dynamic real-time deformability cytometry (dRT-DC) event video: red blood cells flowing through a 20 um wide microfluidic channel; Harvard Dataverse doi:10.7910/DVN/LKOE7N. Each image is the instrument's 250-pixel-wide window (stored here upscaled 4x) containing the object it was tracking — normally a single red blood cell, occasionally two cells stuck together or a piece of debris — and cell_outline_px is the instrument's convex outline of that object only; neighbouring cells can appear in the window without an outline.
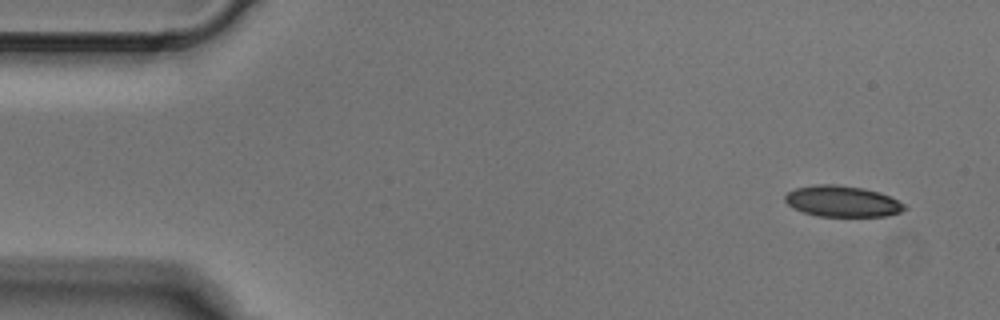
{"species": "Egyptian fruit bat (a non-hibernating species)", "species_latin": "Rousettus aegyptiacus", "temperature_condition": "cold", "stored_images_in_passage": 5, "camera_frame_rate_fps": 3000, "um_per_image_px": 0.085, "animal": {"sex": "male"}, "frame": {"image": 1, "passage_image": 1, "time_ms": 0.0, "image_size_px": [1000, 320], "cell_outline_px": [[908, 208], [900, 212], [888, 216], [816, 216], [792, 208], [784, 200], [784, 196], [788, 192], [796, 188], [816, 184], [836, 184], [864, 188], [880, 192], [904, 204]], "centroid_in_image_um": [71.58, 17.11], "position_along_channel_um": 13.4, "area_um2": 21.68}}
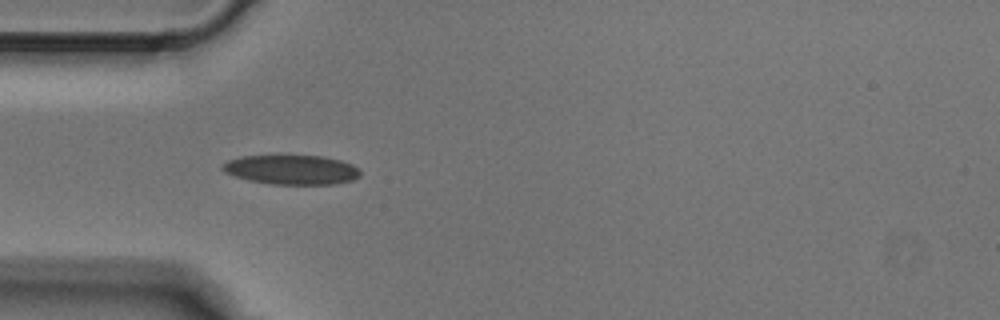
{"frame": {"image": 2, "passage_image": 4, "time_ms": 1.0, "image_size_px": [1000, 320], "cell_outline_px": [[360, 176], [352, 180], [332, 184], [272, 184], [248, 180], [224, 172], [220, 168], [220, 164], [228, 160], [240, 156], [280, 152], [324, 156], [340, 160], [352, 164], [360, 172]], "centroid_in_image_um": [24.7, 14.36], "position_along_channel_um": 60.3, "area_um2": 24.8}}
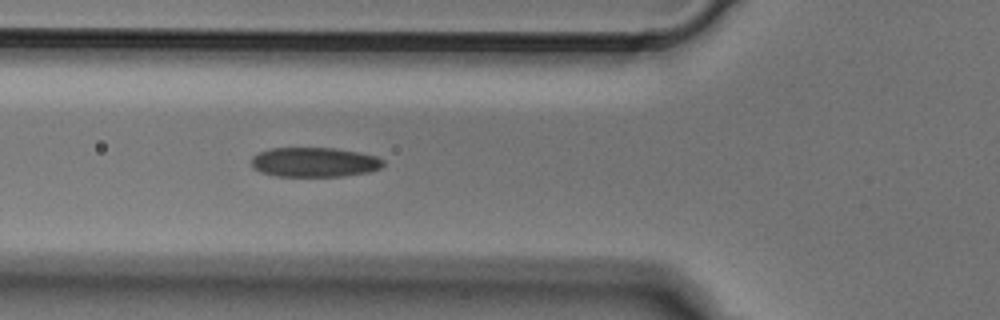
{"frame": {"image": 3, "passage_image": 5, "time_ms": 1.333, "image_size_px": [1000, 320], "cell_outline_px": [[384, 164], [380, 168], [368, 172], [340, 176], [276, 176], [260, 172], [252, 168], [252, 156], [260, 152], [272, 148], [336, 148], [360, 152], [376, 156], [384, 160]], "centroid_in_image_um": [26.72, 13.78], "position_along_channel_um": 99.1, "area_um2": 22.77}}